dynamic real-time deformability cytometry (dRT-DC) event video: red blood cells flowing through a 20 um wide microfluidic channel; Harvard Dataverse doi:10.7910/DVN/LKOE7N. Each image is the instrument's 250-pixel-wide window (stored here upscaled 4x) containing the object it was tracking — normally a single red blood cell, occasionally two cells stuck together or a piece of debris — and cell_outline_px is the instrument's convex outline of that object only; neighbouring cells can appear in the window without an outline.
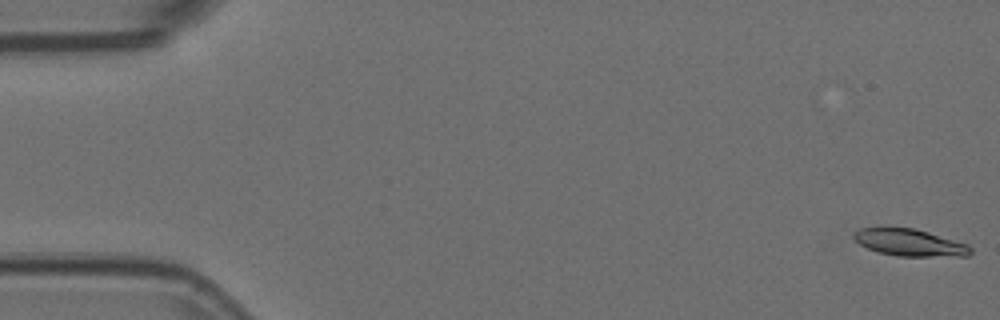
{"species": "Egyptian fruit bat (a non-hibernating species)", "species_latin": "Rousettus aegyptiacus", "temperature_condition": "room temperature", "stored_images_in_passage": 54, "camera_frame_rate_fps": 3000, "um_per_image_px": 0.085, "animal": {"sex": "female"}, "frame": {"image": 1, "passage_image": 1, "time_ms": 0.0, "image_size_px": [1000, 320], "cell_outline_px": [[972, 252], [968, 256], [896, 256], [876, 252], [860, 244], [852, 236], [860, 228], [912, 228], [928, 232], [968, 244], [972, 248]], "centroid_in_image_um": [77.35, 20.63], "position_along_channel_um": 7.6, "area_um2": 18.21}}
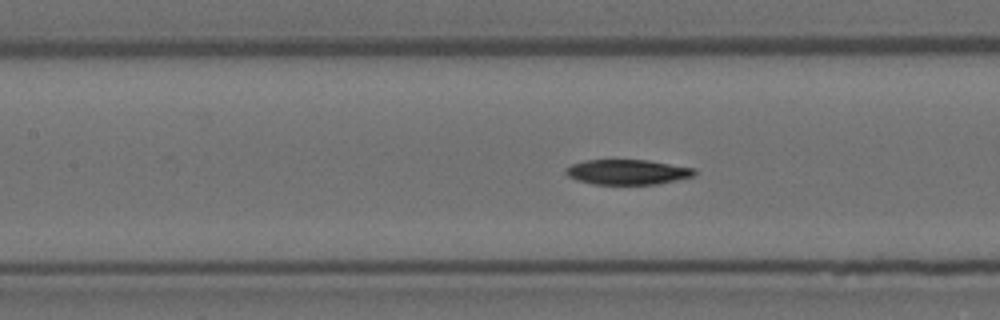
{"frame": {"image": 2, "passage_image": 24, "time_ms": 7.667, "image_size_px": [1000, 320], "cell_outline_px": [[696, 176], [656, 184], [592, 184], [576, 180], [568, 176], [564, 172], [564, 168], [572, 164], [584, 160], [648, 160], [696, 168]], "centroid_in_image_um": [53.33, 14.62], "position_along_channel_um": 154.1, "area_um2": 18.96}}
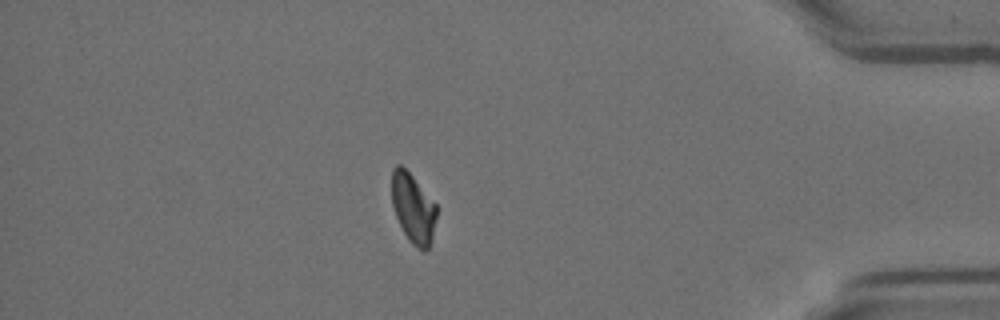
{"frame": {"image": 3, "passage_image": 47, "time_ms": 15.333, "image_size_px": [1000, 320], "cell_outline_px": [[436, 216], [432, 240], [428, 248], [424, 252], [412, 244], [408, 240], [396, 216], [392, 204], [392, 168], [396, 164], [400, 164], [412, 176], [436, 204]], "centroid_in_image_um": [35.11, 17.71], "position_along_channel_um": 400.1, "area_um2": 17.98}}